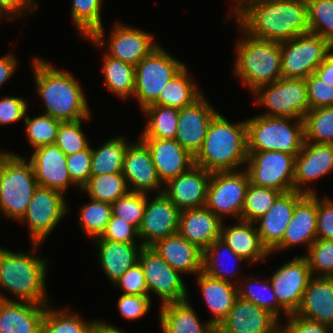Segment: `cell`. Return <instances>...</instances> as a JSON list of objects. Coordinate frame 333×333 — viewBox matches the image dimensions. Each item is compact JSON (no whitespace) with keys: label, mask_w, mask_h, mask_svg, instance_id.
Returning a JSON list of instances; mask_svg holds the SVG:
<instances>
[{"label":"cell","mask_w":333,"mask_h":333,"mask_svg":"<svg viewBox=\"0 0 333 333\" xmlns=\"http://www.w3.org/2000/svg\"><path fill=\"white\" fill-rule=\"evenodd\" d=\"M309 32L317 34L333 47V0H306Z\"/></svg>","instance_id":"obj_48"},{"label":"cell","mask_w":333,"mask_h":333,"mask_svg":"<svg viewBox=\"0 0 333 333\" xmlns=\"http://www.w3.org/2000/svg\"><path fill=\"white\" fill-rule=\"evenodd\" d=\"M149 294L159 296L161 304L190 299L182 275L172 268L151 246H144L138 257Z\"/></svg>","instance_id":"obj_15"},{"label":"cell","mask_w":333,"mask_h":333,"mask_svg":"<svg viewBox=\"0 0 333 333\" xmlns=\"http://www.w3.org/2000/svg\"><path fill=\"white\" fill-rule=\"evenodd\" d=\"M317 239H333V200L330 197H319L317 194Z\"/></svg>","instance_id":"obj_58"},{"label":"cell","mask_w":333,"mask_h":333,"mask_svg":"<svg viewBox=\"0 0 333 333\" xmlns=\"http://www.w3.org/2000/svg\"><path fill=\"white\" fill-rule=\"evenodd\" d=\"M303 256L312 276L333 277V239H316Z\"/></svg>","instance_id":"obj_50"},{"label":"cell","mask_w":333,"mask_h":333,"mask_svg":"<svg viewBox=\"0 0 333 333\" xmlns=\"http://www.w3.org/2000/svg\"><path fill=\"white\" fill-rule=\"evenodd\" d=\"M314 74L333 86V50L314 71Z\"/></svg>","instance_id":"obj_62"},{"label":"cell","mask_w":333,"mask_h":333,"mask_svg":"<svg viewBox=\"0 0 333 333\" xmlns=\"http://www.w3.org/2000/svg\"><path fill=\"white\" fill-rule=\"evenodd\" d=\"M223 221L206 207L180 212L178 233L200 250L220 238Z\"/></svg>","instance_id":"obj_28"},{"label":"cell","mask_w":333,"mask_h":333,"mask_svg":"<svg viewBox=\"0 0 333 333\" xmlns=\"http://www.w3.org/2000/svg\"><path fill=\"white\" fill-rule=\"evenodd\" d=\"M280 45L283 78H307L333 50L327 41L311 32L300 34Z\"/></svg>","instance_id":"obj_10"},{"label":"cell","mask_w":333,"mask_h":333,"mask_svg":"<svg viewBox=\"0 0 333 333\" xmlns=\"http://www.w3.org/2000/svg\"><path fill=\"white\" fill-rule=\"evenodd\" d=\"M247 151H278L295 157L305 142L304 121L256 115L246 119Z\"/></svg>","instance_id":"obj_7"},{"label":"cell","mask_w":333,"mask_h":333,"mask_svg":"<svg viewBox=\"0 0 333 333\" xmlns=\"http://www.w3.org/2000/svg\"><path fill=\"white\" fill-rule=\"evenodd\" d=\"M17 58L12 53H7L0 57V87L5 85L15 74L17 69Z\"/></svg>","instance_id":"obj_61"},{"label":"cell","mask_w":333,"mask_h":333,"mask_svg":"<svg viewBox=\"0 0 333 333\" xmlns=\"http://www.w3.org/2000/svg\"><path fill=\"white\" fill-rule=\"evenodd\" d=\"M23 122L26 125L27 140L32 148L36 149L55 143L57 131L62 121L44 113L31 119L27 112Z\"/></svg>","instance_id":"obj_46"},{"label":"cell","mask_w":333,"mask_h":333,"mask_svg":"<svg viewBox=\"0 0 333 333\" xmlns=\"http://www.w3.org/2000/svg\"><path fill=\"white\" fill-rule=\"evenodd\" d=\"M232 8L230 9V15L227 20H229L231 17L240 18L257 0H233ZM232 10V11H231Z\"/></svg>","instance_id":"obj_63"},{"label":"cell","mask_w":333,"mask_h":333,"mask_svg":"<svg viewBox=\"0 0 333 333\" xmlns=\"http://www.w3.org/2000/svg\"><path fill=\"white\" fill-rule=\"evenodd\" d=\"M236 24L253 38L278 43L309 32L306 0H257Z\"/></svg>","instance_id":"obj_2"},{"label":"cell","mask_w":333,"mask_h":333,"mask_svg":"<svg viewBox=\"0 0 333 333\" xmlns=\"http://www.w3.org/2000/svg\"><path fill=\"white\" fill-rule=\"evenodd\" d=\"M94 240H111L121 243H141L138 230L127 221L111 215L110 221L101 237Z\"/></svg>","instance_id":"obj_54"},{"label":"cell","mask_w":333,"mask_h":333,"mask_svg":"<svg viewBox=\"0 0 333 333\" xmlns=\"http://www.w3.org/2000/svg\"><path fill=\"white\" fill-rule=\"evenodd\" d=\"M31 245V251L17 253L0 247V289L16 296L18 301L48 305L51 303L46 292L49 264L36 254L41 244Z\"/></svg>","instance_id":"obj_3"},{"label":"cell","mask_w":333,"mask_h":333,"mask_svg":"<svg viewBox=\"0 0 333 333\" xmlns=\"http://www.w3.org/2000/svg\"><path fill=\"white\" fill-rule=\"evenodd\" d=\"M0 5L13 17H21L22 20L29 13L39 9V5L35 0H0ZM29 12V13H28Z\"/></svg>","instance_id":"obj_60"},{"label":"cell","mask_w":333,"mask_h":333,"mask_svg":"<svg viewBox=\"0 0 333 333\" xmlns=\"http://www.w3.org/2000/svg\"><path fill=\"white\" fill-rule=\"evenodd\" d=\"M281 323L271 312L238 296L229 314L216 328V332L276 333Z\"/></svg>","instance_id":"obj_21"},{"label":"cell","mask_w":333,"mask_h":333,"mask_svg":"<svg viewBox=\"0 0 333 333\" xmlns=\"http://www.w3.org/2000/svg\"><path fill=\"white\" fill-rule=\"evenodd\" d=\"M65 196L54 189L37 187L25 214L18 221L27 224L32 243L41 244L45 241L68 214L69 207Z\"/></svg>","instance_id":"obj_13"},{"label":"cell","mask_w":333,"mask_h":333,"mask_svg":"<svg viewBox=\"0 0 333 333\" xmlns=\"http://www.w3.org/2000/svg\"><path fill=\"white\" fill-rule=\"evenodd\" d=\"M241 39L236 42L233 75L252 93L258 87L282 78L281 45L275 41L256 39L236 24Z\"/></svg>","instance_id":"obj_5"},{"label":"cell","mask_w":333,"mask_h":333,"mask_svg":"<svg viewBox=\"0 0 333 333\" xmlns=\"http://www.w3.org/2000/svg\"><path fill=\"white\" fill-rule=\"evenodd\" d=\"M38 186L28 158L7 151L0 158V217L19 221Z\"/></svg>","instance_id":"obj_6"},{"label":"cell","mask_w":333,"mask_h":333,"mask_svg":"<svg viewBox=\"0 0 333 333\" xmlns=\"http://www.w3.org/2000/svg\"><path fill=\"white\" fill-rule=\"evenodd\" d=\"M249 184L248 173L245 169L212 172L205 207L222 221L229 216L241 220Z\"/></svg>","instance_id":"obj_11"},{"label":"cell","mask_w":333,"mask_h":333,"mask_svg":"<svg viewBox=\"0 0 333 333\" xmlns=\"http://www.w3.org/2000/svg\"><path fill=\"white\" fill-rule=\"evenodd\" d=\"M30 105L26 99L19 96L1 97L0 126L24 121Z\"/></svg>","instance_id":"obj_57"},{"label":"cell","mask_w":333,"mask_h":333,"mask_svg":"<svg viewBox=\"0 0 333 333\" xmlns=\"http://www.w3.org/2000/svg\"><path fill=\"white\" fill-rule=\"evenodd\" d=\"M103 0H72L70 15L82 38L91 37L102 23Z\"/></svg>","instance_id":"obj_43"},{"label":"cell","mask_w":333,"mask_h":333,"mask_svg":"<svg viewBox=\"0 0 333 333\" xmlns=\"http://www.w3.org/2000/svg\"><path fill=\"white\" fill-rule=\"evenodd\" d=\"M113 286L121 288L123 291L122 294L150 296L144 272L139 261L117 279L113 283Z\"/></svg>","instance_id":"obj_55"},{"label":"cell","mask_w":333,"mask_h":333,"mask_svg":"<svg viewBox=\"0 0 333 333\" xmlns=\"http://www.w3.org/2000/svg\"><path fill=\"white\" fill-rule=\"evenodd\" d=\"M203 95L185 65L160 92L159 98L153 103L162 106L182 109L192 105Z\"/></svg>","instance_id":"obj_35"},{"label":"cell","mask_w":333,"mask_h":333,"mask_svg":"<svg viewBox=\"0 0 333 333\" xmlns=\"http://www.w3.org/2000/svg\"><path fill=\"white\" fill-rule=\"evenodd\" d=\"M91 120V116L78 121L61 122L55 145H57L66 156L83 151L90 146L86 135L82 131V121Z\"/></svg>","instance_id":"obj_49"},{"label":"cell","mask_w":333,"mask_h":333,"mask_svg":"<svg viewBox=\"0 0 333 333\" xmlns=\"http://www.w3.org/2000/svg\"><path fill=\"white\" fill-rule=\"evenodd\" d=\"M303 121L305 141L333 144V106L311 109Z\"/></svg>","instance_id":"obj_44"},{"label":"cell","mask_w":333,"mask_h":333,"mask_svg":"<svg viewBox=\"0 0 333 333\" xmlns=\"http://www.w3.org/2000/svg\"><path fill=\"white\" fill-rule=\"evenodd\" d=\"M8 19V20H14L13 17L0 5V21L3 18L4 19Z\"/></svg>","instance_id":"obj_65"},{"label":"cell","mask_w":333,"mask_h":333,"mask_svg":"<svg viewBox=\"0 0 333 333\" xmlns=\"http://www.w3.org/2000/svg\"><path fill=\"white\" fill-rule=\"evenodd\" d=\"M296 314L333 328V277L312 276Z\"/></svg>","instance_id":"obj_31"},{"label":"cell","mask_w":333,"mask_h":333,"mask_svg":"<svg viewBox=\"0 0 333 333\" xmlns=\"http://www.w3.org/2000/svg\"><path fill=\"white\" fill-rule=\"evenodd\" d=\"M48 304L43 319L42 333H99L101 320L85 321L79 312L69 308H55Z\"/></svg>","instance_id":"obj_37"},{"label":"cell","mask_w":333,"mask_h":333,"mask_svg":"<svg viewBox=\"0 0 333 333\" xmlns=\"http://www.w3.org/2000/svg\"><path fill=\"white\" fill-rule=\"evenodd\" d=\"M33 80L44 114L62 122L78 121L92 116L83 87L73 73L56 68L39 57L32 60Z\"/></svg>","instance_id":"obj_1"},{"label":"cell","mask_w":333,"mask_h":333,"mask_svg":"<svg viewBox=\"0 0 333 333\" xmlns=\"http://www.w3.org/2000/svg\"><path fill=\"white\" fill-rule=\"evenodd\" d=\"M146 207V194L129 191L111 204L113 216L132 224L139 230Z\"/></svg>","instance_id":"obj_51"},{"label":"cell","mask_w":333,"mask_h":333,"mask_svg":"<svg viewBox=\"0 0 333 333\" xmlns=\"http://www.w3.org/2000/svg\"><path fill=\"white\" fill-rule=\"evenodd\" d=\"M286 324H280L282 333H333V328L302 316L296 313L290 314Z\"/></svg>","instance_id":"obj_59"},{"label":"cell","mask_w":333,"mask_h":333,"mask_svg":"<svg viewBox=\"0 0 333 333\" xmlns=\"http://www.w3.org/2000/svg\"><path fill=\"white\" fill-rule=\"evenodd\" d=\"M249 275L248 281L238 283V296L250 301L261 309L271 312L278 320H281L280 313L286 317L290 314L278 303L269 279H257Z\"/></svg>","instance_id":"obj_41"},{"label":"cell","mask_w":333,"mask_h":333,"mask_svg":"<svg viewBox=\"0 0 333 333\" xmlns=\"http://www.w3.org/2000/svg\"><path fill=\"white\" fill-rule=\"evenodd\" d=\"M276 333H282L281 329H279Z\"/></svg>","instance_id":"obj_67"},{"label":"cell","mask_w":333,"mask_h":333,"mask_svg":"<svg viewBox=\"0 0 333 333\" xmlns=\"http://www.w3.org/2000/svg\"><path fill=\"white\" fill-rule=\"evenodd\" d=\"M102 73L107 91L120 100H127L134 94L135 66L112 58L104 53Z\"/></svg>","instance_id":"obj_38"},{"label":"cell","mask_w":333,"mask_h":333,"mask_svg":"<svg viewBox=\"0 0 333 333\" xmlns=\"http://www.w3.org/2000/svg\"><path fill=\"white\" fill-rule=\"evenodd\" d=\"M96 243L98 263L113 284L138 262L141 243H121L111 240H93Z\"/></svg>","instance_id":"obj_32"},{"label":"cell","mask_w":333,"mask_h":333,"mask_svg":"<svg viewBox=\"0 0 333 333\" xmlns=\"http://www.w3.org/2000/svg\"><path fill=\"white\" fill-rule=\"evenodd\" d=\"M46 307L0 292V333H42Z\"/></svg>","instance_id":"obj_25"},{"label":"cell","mask_w":333,"mask_h":333,"mask_svg":"<svg viewBox=\"0 0 333 333\" xmlns=\"http://www.w3.org/2000/svg\"><path fill=\"white\" fill-rule=\"evenodd\" d=\"M99 333H124L119 327L114 326L113 324L110 325L106 323V321H101V328Z\"/></svg>","instance_id":"obj_64"},{"label":"cell","mask_w":333,"mask_h":333,"mask_svg":"<svg viewBox=\"0 0 333 333\" xmlns=\"http://www.w3.org/2000/svg\"><path fill=\"white\" fill-rule=\"evenodd\" d=\"M217 112L204 95L192 105L179 109L175 139L192 156L201 150L210 121Z\"/></svg>","instance_id":"obj_20"},{"label":"cell","mask_w":333,"mask_h":333,"mask_svg":"<svg viewBox=\"0 0 333 333\" xmlns=\"http://www.w3.org/2000/svg\"><path fill=\"white\" fill-rule=\"evenodd\" d=\"M309 108L333 106V86L325 83L314 73L305 78Z\"/></svg>","instance_id":"obj_53"},{"label":"cell","mask_w":333,"mask_h":333,"mask_svg":"<svg viewBox=\"0 0 333 333\" xmlns=\"http://www.w3.org/2000/svg\"><path fill=\"white\" fill-rule=\"evenodd\" d=\"M135 141L128 145L122 170L129 191L145 194L154 191L157 194L162 193L164 184L159 179L147 146L139 138Z\"/></svg>","instance_id":"obj_19"},{"label":"cell","mask_w":333,"mask_h":333,"mask_svg":"<svg viewBox=\"0 0 333 333\" xmlns=\"http://www.w3.org/2000/svg\"><path fill=\"white\" fill-rule=\"evenodd\" d=\"M226 254L228 259L236 261H234L236 266L239 265L240 262H245L243 264H246L247 262L242 257L235 254L232 249L219 238L202 251V272L212 278L228 281L238 285V282L241 281V276L237 279L239 276L238 273H240L239 269L232 266L233 268L230 270L231 268H227V265H225V258L220 260V258L226 256Z\"/></svg>","instance_id":"obj_36"},{"label":"cell","mask_w":333,"mask_h":333,"mask_svg":"<svg viewBox=\"0 0 333 333\" xmlns=\"http://www.w3.org/2000/svg\"><path fill=\"white\" fill-rule=\"evenodd\" d=\"M141 111L147 122L139 139H175L179 109L151 104Z\"/></svg>","instance_id":"obj_39"},{"label":"cell","mask_w":333,"mask_h":333,"mask_svg":"<svg viewBox=\"0 0 333 333\" xmlns=\"http://www.w3.org/2000/svg\"><path fill=\"white\" fill-rule=\"evenodd\" d=\"M6 152H7V151H4V150L1 151V149H0V158H1Z\"/></svg>","instance_id":"obj_66"},{"label":"cell","mask_w":333,"mask_h":333,"mask_svg":"<svg viewBox=\"0 0 333 333\" xmlns=\"http://www.w3.org/2000/svg\"><path fill=\"white\" fill-rule=\"evenodd\" d=\"M90 201L81 206L79 212V227L93 240L101 237L104 233L110 217L111 204L89 199Z\"/></svg>","instance_id":"obj_45"},{"label":"cell","mask_w":333,"mask_h":333,"mask_svg":"<svg viewBox=\"0 0 333 333\" xmlns=\"http://www.w3.org/2000/svg\"><path fill=\"white\" fill-rule=\"evenodd\" d=\"M249 182L282 193L294 190L295 156L278 151H248L245 164Z\"/></svg>","instance_id":"obj_14"},{"label":"cell","mask_w":333,"mask_h":333,"mask_svg":"<svg viewBox=\"0 0 333 333\" xmlns=\"http://www.w3.org/2000/svg\"><path fill=\"white\" fill-rule=\"evenodd\" d=\"M281 193L273 188L259 187L250 183L245 196L241 220L248 222L258 220L271 208Z\"/></svg>","instance_id":"obj_47"},{"label":"cell","mask_w":333,"mask_h":333,"mask_svg":"<svg viewBox=\"0 0 333 333\" xmlns=\"http://www.w3.org/2000/svg\"><path fill=\"white\" fill-rule=\"evenodd\" d=\"M305 195L295 190L281 193L271 208L254 222L261 242L269 252L282 241L295 205Z\"/></svg>","instance_id":"obj_26"},{"label":"cell","mask_w":333,"mask_h":333,"mask_svg":"<svg viewBox=\"0 0 333 333\" xmlns=\"http://www.w3.org/2000/svg\"><path fill=\"white\" fill-rule=\"evenodd\" d=\"M89 199L112 204L126 195L129 188L122 173L91 175L89 181L81 188Z\"/></svg>","instance_id":"obj_42"},{"label":"cell","mask_w":333,"mask_h":333,"mask_svg":"<svg viewBox=\"0 0 333 333\" xmlns=\"http://www.w3.org/2000/svg\"><path fill=\"white\" fill-rule=\"evenodd\" d=\"M331 172H333V144L305 141L295 157L294 190L304 194H316L309 183L324 178Z\"/></svg>","instance_id":"obj_18"},{"label":"cell","mask_w":333,"mask_h":333,"mask_svg":"<svg viewBox=\"0 0 333 333\" xmlns=\"http://www.w3.org/2000/svg\"><path fill=\"white\" fill-rule=\"evenodd\" d=\"M197 285L212 318L209 321L217 328L229 314L238 298V286L220 279L212 278L203 272L196 275Z\"/></svg>","instance_id":"obj_33"},{"label":"cell","mask_w":333,"mask_h":333,"mask_svg":"<svg viewBox=\"0 0 333 333\" xmlns=\"http://www.w3.org/2000/svg\"><path fill=\"white\" fill-rule=\"evenodd\" d=\"M317 193L306 194L296 205L282 241L270 252L284 251L303 245L308 251L317 239Z\"/></svg>","instance_id":"obj_24"},{"label":"cell","mask_w":333,"mask_h":333,"mask_svg":"<svg viewBox=\"0 0 333 333\" xmlns=\"http://www.w3.org/2000/svg\"><path fill=\"white\" fill-rule=\"evenodd\" d=\"M312 274L307 259L296 256L274 270L269 281L278 303L289 313L299 309Z\"/></svg>","instance_id":"obj_16"},{"label":"cell","mask_w":333,"mask_h":333,"mask_svg":"<svg viewBox=\"0 0 333 333\" xmlns=\"http://www.w3.org/2000/svg\"><path fill=\"white\" fill-rule=\"evenodd\" d=\"M151 247L181 275L202 272V250L179 233L159 239Z\"/></svg>","instance_id":"obj_30"},{"label":"cell","mask_w":333,"mask_h":333,"mask_svg":"<svg viewBox=\"0 0 333 333\" xmlns=\"http://www.w3.org/2000/svg\"><path fill=\"white\" fill-rule=\"evenodd\" d=\"M151 301L150 296L121 294L117 307L123 318L133 321L147 314L151 308Z\"/></svg>","instance_id":"obj_56"},{"label":"cell","mask_w":333,"mask_h":333,"mask_svg":"<svg viewBox=\"0 0 333 333\" xmlns=\"http://www.w3.org/2000/svg\"><path fill=\"white\" fill-rule=\"evenodd\" d=\"M159 324L162 333H215L208 320L199 319L189 299L160 305Z\"/></svg>","instance_id":"obj_34"},{"label":"cell","mask_w":333,"mask_h":333,"mask_svg":"<svg viewBox=\"0 0 333 333\" xmlns=\"http://www.w3.org/2000/svg\"><path fill=\"white\" fill-rule=\"evenodd\" d=\"M140 140L147 146L163 184L188 171L194 165V156L176 139Z\"/></svg>","instance_id":"obj_27"},{"label":"cell","mask_w":333,"mask_h":333,"mask_svg":"<svg viewBox=\"0 0 333 333\" xmlns=\"http://www.w3.org/2000/svg\"><path fill=\"white\" fill-rule=\"evenodd\" d=\"M146 194V207L138 230L143 246H151L157 240L178 233L180 210L162 192L150 201Z\"/></svg>","instance_id":"obj_17"},{"label":"cell","mask_w":333,"mask_h":333,"mask_svg":"<svg viewBox=\"0 0 333 333\" xmlns=\"http://www.w3.org/2000/svg\"><path fill=\"white\" fill-rule=\"evenodd\" d=\"M67 156L55 144L34 149L29 157L35 179L40 187L66 193L69 187H78L70 178L66 165Z\"/></svg>","instance_id":"obj_22"},{"label":"cell","mask_w":333,"mask_h":333,"mask_svg":"<svg viewBox=\"0 0 333 333\" xmlns=\"http://www.w3.org/2000/svg\"><path fill=\"white\" fill-rule=\"evenodd\" d=\"M247 159L246 120L231 123L217 112L210 121L201 150L194 157V164L210 172L236 171L245 168Z\"/></svg>","instance_id":"obj_4"},{"label":"cell","mask_w":333,"mask_h":333,"mask_svg":"<svg viewBox=\"0 0 333 333\" xmlns=\"http://www.w3.org/2000/svg\"><path fill=\"white\" fill-rule=\"evenodd\" d=\"M231 226L223 221L220 239L224 241L232 251L252 265L255 262H266L270 252L262 244L254 222L236 220Z\"/></svg>","instance_id":"obj_29"},{"label":"cell","mask_w":333,"mask_h":333,"mask_svg":"<svg viewBox=\"0 0 333 333\" xmlns=\"http://www.w3.org/2000/svg\"><path fill=\"white\" fill-rule=\"evenodd\" d=\"M104 34L105 27L102 26L91 37L85 39L90 40L97 48H103L107 44V55L134 66L159 45L152 33L118 21L114 23L107 43Z\"/></svg>","instance_id":"obj_12"},{"label":"cell","mask_w":333,"mask_h":333,"mask_svg":"<svg viewBox=\"0 0 333 333\" xmlns=\"http://www.w3.org/2000/svg\"><path fill=\"white\" fill-rule=\"evenodd\" d=\"M91 145L77 153L68 155L66 158V165L71 180L78 186V190L89 181L91 176Z\"/></svg>","instance_id":"obj_52"},{"label":"cell","mask_w":333,"mask_h":333,"mask_svg":"<svg viewBox=\"0 0 333 333\" xmlns=\"http://www.w3.org/2000/svg\"><path fill=\"white\" fill-rule=\"evenodd\" d=\"M255 102L267 109L260 115L304 119L310 110L305 79L281 78L252 92Z\"/></svg>","instance_id":"obj_9"},{"label":"cell","mask_w":333,"mask_h":333,"mask_svg":"<svg viewBox=\"0 0 333 333\" xmlns=\"http://www.w3.org/2000/svg\"><path fill=\"white\" fill-rule=\"evenodd\" d=\"M186 64L158 45L135 66L134 94L140 110L153 104L165 85Z\"/></svg>","instance_id":"obj_8"},{"label":"cell","mask_w":333,"mask_h":333,"mask_svg":"<svg viewBox=\"0 0 333 333\" xmlns=\"http://www.w3.org/2000/svg\"><path fill=\"white\" fill-rule=\"evenodd\" d=\"M130 143L121 135L105 141L96 149L91 146V175L122 173L124 155Z\"/></svg>","instance_id":"obj_40"},{"label":"cell","mask_w":333,"mask_h":333,"mask_svg":"<svg viewBox=\"0 0 333 333\" xmlns=\"http://www.w3.org/2000/svg\"><path fill=\"white\" fill-rule=\"evenodd\" d=\"M211 174L194 164L188 171L164 184L163 193L180 211L205 207Z\"/></svg>","instance_id":"obj_23"}]
</instances>
